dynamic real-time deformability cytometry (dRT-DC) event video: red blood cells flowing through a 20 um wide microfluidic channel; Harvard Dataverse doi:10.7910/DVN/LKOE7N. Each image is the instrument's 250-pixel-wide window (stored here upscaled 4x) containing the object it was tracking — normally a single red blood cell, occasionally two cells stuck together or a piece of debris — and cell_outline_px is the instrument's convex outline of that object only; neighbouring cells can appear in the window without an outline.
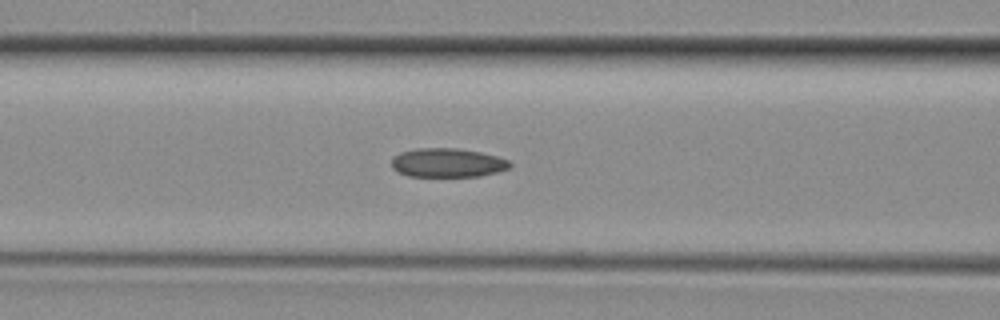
{"species": "common noctule bat (a hibernating species)", "species_latin": "Nyctalus noctula", "temperature_condition": "room temperature", "stored_images_in_passage": 39, "camera_frame_rate_fps": 3000, "um_per_image_px": 0.085, "animal": {"sex": "female", "body_mass_g": 29.2, "forearm_length_mm": 56.3}, "frame": {"image": 1, "passage_image": 15, "time_ms": 4.667, "image_size_px": [1000, 320], "cell_outline_px": [[512, 164], [508, 168], [500, 172], [480, 176], [408, 176], [392, 168], [392, 160], [400, 152], [416, 148], [456, 148], [480, 152], [496, 156], [508, 160]], "centroid_in_image_um": [38.06, 13.83], "position_along_channel_um": 128.5, "area_um2": 19.88}}
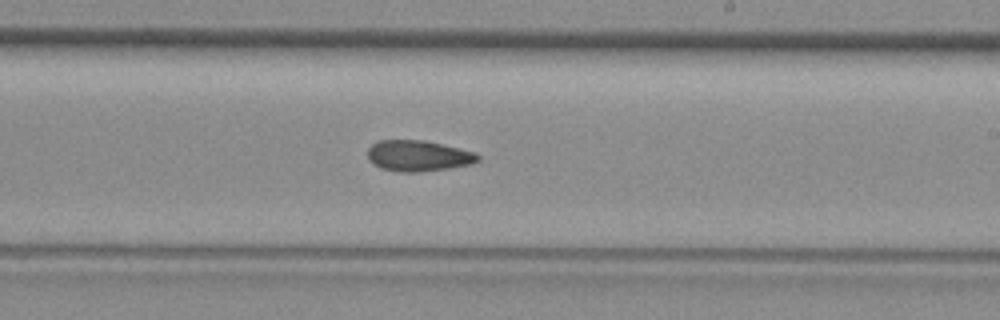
{"frame": {"image": 2, "passage_image": 22, "time_ms": 7.0, "image_size_px": [1000, 320], "cell_outline_px": [[480, 160], [472, 164], [448, 168], [420, 172], [400, 172], [380, 168], [368, 160], [368, 148], [376, 140], [424, 140], [476, 152], [480, 156]], "centroid_in_image_um": [35.54, 13.24], "position_along_channel_um": 253.5, "area_um2": 20.0}}
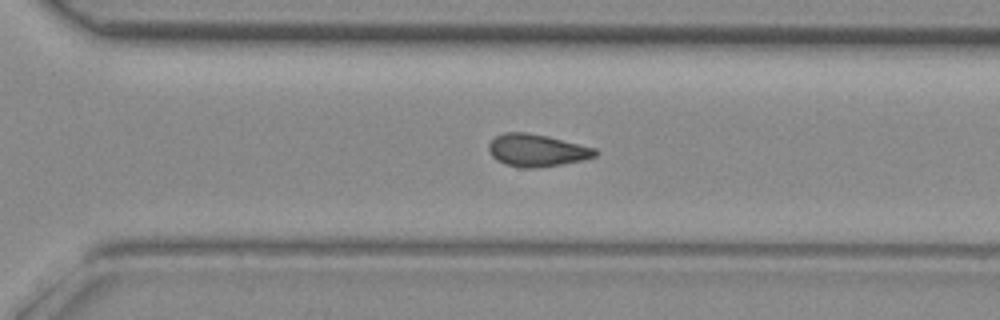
{"frame": {"image": 3, "passage_image": 26, "time_ms": 8.333, "image_size_px": [1000, 320], "cell_outline_px": [[600, 152], [596, 156], [584, 160], [540, 168], [520, 168], [504, 164], [496, 160], [492, 156], [488, 148], [488, 144], [496, 136], [504, 132], [524, 132], [548, 136], [596, 148]], "centroid_in_image_um": [45.65, 12.79], "position_along_channel_um": 325.0, "area_um2": 20.35}}